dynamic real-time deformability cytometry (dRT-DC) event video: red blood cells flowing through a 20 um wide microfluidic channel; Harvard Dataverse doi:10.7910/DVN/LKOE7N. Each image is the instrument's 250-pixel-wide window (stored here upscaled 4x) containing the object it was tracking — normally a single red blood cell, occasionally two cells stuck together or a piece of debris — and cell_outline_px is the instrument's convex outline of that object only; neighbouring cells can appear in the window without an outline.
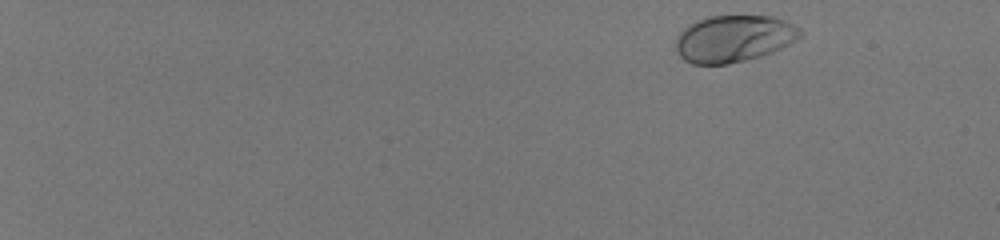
{"species": "human", "species_latin": "Homo sapiens", "temperature_condition": "room temperature", "stored_images_in_passage": 16, "camera_frame_rate_fps": 3000, "um_per_image_px": 0.085, "donor": {"sex": "male"}, "frame": {"image": 1, "passage_image": 2, "time_ms": 0.333, "image_size_px": [1000, 240], "cell_outline_px": [[804, 32], [796, 40], [772, 52], [760, 56], [728, 64], [692, 64], [684, 60], [676, 52], [676, 36], [688, 24], [696, 20], [708, 16], [772, 16], [784, 20], [800, 28]], "centroid_in_image_um": [62.34, 3.28], "position_along_channel_um": 22.7, "area_um2": 34.04}}